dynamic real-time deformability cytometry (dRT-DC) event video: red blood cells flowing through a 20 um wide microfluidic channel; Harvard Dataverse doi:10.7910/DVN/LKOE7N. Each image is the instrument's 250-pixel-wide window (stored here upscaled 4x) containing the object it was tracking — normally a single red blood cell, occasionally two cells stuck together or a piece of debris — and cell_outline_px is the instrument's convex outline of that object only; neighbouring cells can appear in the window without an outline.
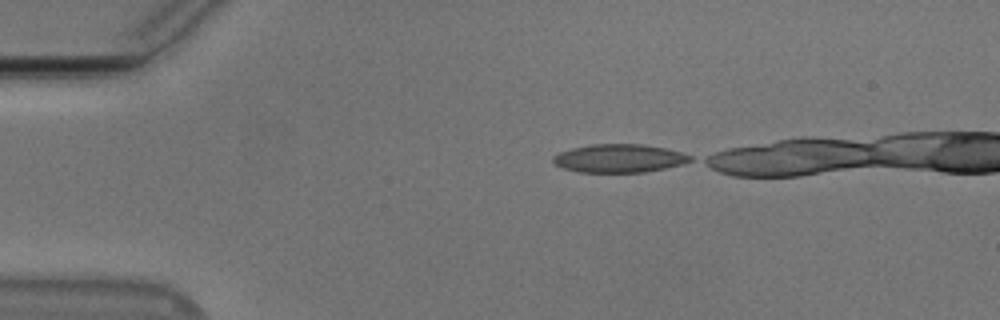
{"species": "Egyptian fruit bat (a non-hibernating species)", "species_latin": "Rousettus aegyptiacus", "temperature_condition": "cold", "stored_images_in_passage": 21, "camera_frame_rate_fps": 3000, "um_per_image_px": 0.085, "animal": {"sex": "male"}, "frame": {"image": 1, "passage_image": 1, "time_ms": 0.0, "image_size_px": [1000, 320], "cell_outline_px": [[692, 160], [680, 164], [664, 168], [644, 172], [580, 172], [564, 168], [556, 164], [552, 160], [552, 156], [560, 152], [572, 148], [592, 144], [644, 144], [664, 148], [680, 152], [692, 156]], "centroid_in_image_um": [52.61, 13.45], "position_along_channel_um": 32.4, "area_um2": 22.37}}
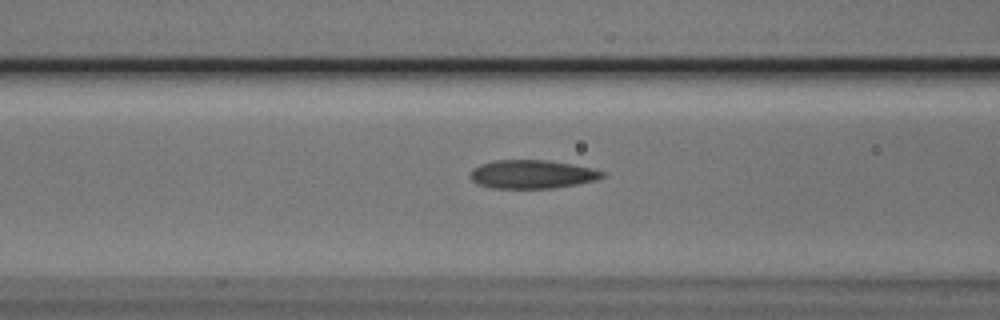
{"frame": {"image": 2, "passage_image": 12, "time_ms": 3.667, "image_size_px": [1000, 320], "cell_outline_px": [[604, 176], [596, 180], [576, 184], [552, 188], [488, 188], [476, 184], [468, 176], [468, 172], [472, 168], [480, 164], [496, 160], [544, 160], [572, 164], [604, 172]], "centroid_in_image_um": [45.12, 14.82], "position_along_channel_um": 121.5, "area_um2": 21.96}}
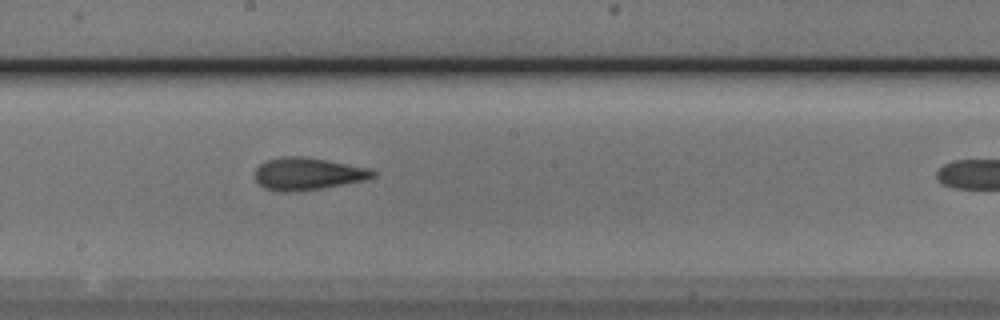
{"frame": {"image": 3, "passage_image": 20, "time_ms": 6.333, "image_size_px": [1000, 320], "cell_outline_px": [[376, 176], [364, 180], [320, 188], [292, 192], [280, 192], [264, 188], [256, 180], [256, 168], [260, 164], [268, 160], [280, 156], [308, 156], [368, 168], [376, 172]], "centroid_in_image_um": [26.14, 14.76], "position_along_channel_um": 222.1, "area_um2": 22.14}}